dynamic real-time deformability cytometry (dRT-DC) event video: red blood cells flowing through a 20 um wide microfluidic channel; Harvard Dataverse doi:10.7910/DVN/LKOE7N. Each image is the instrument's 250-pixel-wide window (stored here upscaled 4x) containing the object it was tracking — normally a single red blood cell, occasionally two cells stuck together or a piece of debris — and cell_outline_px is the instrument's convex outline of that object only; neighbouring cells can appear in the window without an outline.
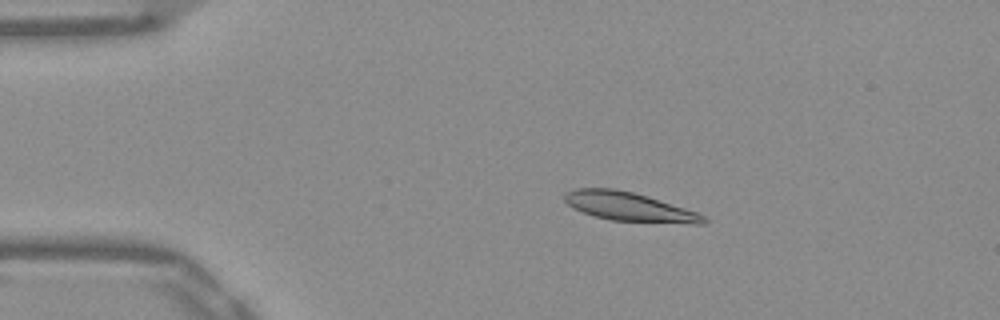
{"species": "Egyptian fruit bat (a non-hibernating species)", "species_latin": "Rousettus aegyptiacus", "temperature_condition": "warm", "stored_images_in_passage": 47, "camera_frame_rate_fps": 3000, "um_per_image_px": 0.085, "frame": {"image": 1, "passage_image": 5, "time_ms": 1.333, "image_size_px": [1000, 320], "cell_outline_px": [[708, 220], [704, 224], [692, 224], [612, 220], [596, 216], [572, 208], [564, 200], [564, 196], [568, 192], [576, 188], [616, 188], [648, 196], [708, 216]], "centroid_in_image_um": [53.52, 17.57], "position_along_channel_um": 31.5, "area_um2": 23.29}}
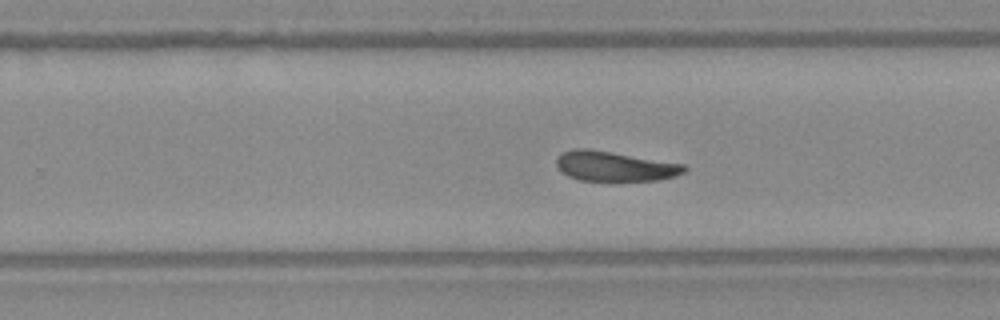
{"frame": {"image": 2, "passage_image": 28, "time_ms": 9.0, "image_size_px": [1000, 320], "cell_outline_px": [[688, 168], [684, 172], [676, 176], [656, 180], [612, 184], [580, 180], [568, 176], [560, 172], [556, 164], [556, 160], [564, 152], [576, 148], [588, 148], [684, 164]], "centroid_in_image_um": [52.25, 14.19], "position_along_channel_um": 277.6, "area_um2": 23.12}}
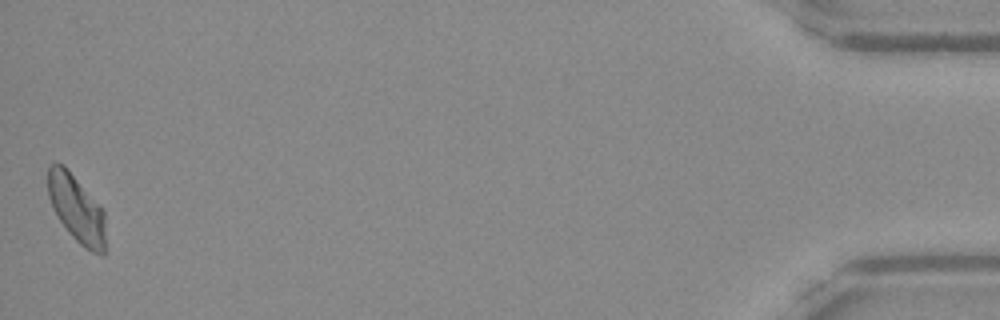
{"frame": {"image": 3, "passage_image": 47, "time_ms": 15.333, "image_size_px": [1000, 320], "cell_outline_px": [[104, 256], [100, 256], [84, 248], [68, 232], [52, 208], [48, 196], [48, 168], [52, 164], [64, 164], [104, 208]], "centroid_in_image_um": [6.52, 17.74], "position_along_channel_um": 428.7, "area_um2": 22.77}, "authors_computed_cell_mechanics": {"area_um2": 22.8888, "velocity_mm_per_s": 3.862, "shape_relaxation_time_tau1_ms": null, "shape_relaxation_time_tau2_ms": 7.2289, "deformation_change_tau1": null, "deformation_change_tau2": 0.1311}}